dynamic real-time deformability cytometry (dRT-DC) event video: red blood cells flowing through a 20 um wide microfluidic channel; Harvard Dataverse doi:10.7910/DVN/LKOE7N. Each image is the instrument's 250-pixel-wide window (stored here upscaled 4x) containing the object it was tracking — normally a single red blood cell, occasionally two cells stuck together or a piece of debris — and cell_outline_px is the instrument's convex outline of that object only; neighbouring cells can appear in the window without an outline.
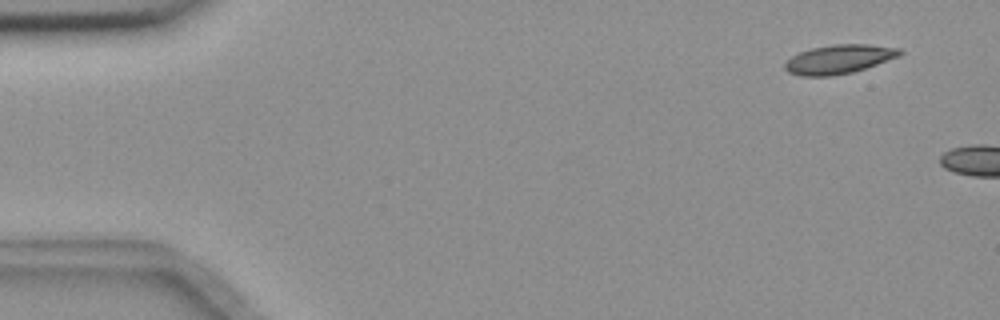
{"species": "common noctule bat (a hibernating species)", "species_latin": "Nyctalus noctula", "temperature_condition": "room temperature", "stored_images_in_passage": 5, "camera_frame_rate_fps": 3000, "um_per_image_px": 0.085, "animal": {"sex": "female", "body_mass_g": 18.4}, "frame": {"image": 1, "passage_image": 1, "time_ms": 0.0, "image_size_px": [1000, 320], "cell_outline_px": [[904, 52], [900, 56], [852, 72], [832, 76], [800, 76], [788, 72], [784, 68], [784, 64], [792, 56], [800, 52], [812, 48], [832, 44], [868, 44], [900, 48]], "centroid_in_image_um": [71.31, 5.03], "position_along_channel_um": 13.7, "area_um2": 19.36}}